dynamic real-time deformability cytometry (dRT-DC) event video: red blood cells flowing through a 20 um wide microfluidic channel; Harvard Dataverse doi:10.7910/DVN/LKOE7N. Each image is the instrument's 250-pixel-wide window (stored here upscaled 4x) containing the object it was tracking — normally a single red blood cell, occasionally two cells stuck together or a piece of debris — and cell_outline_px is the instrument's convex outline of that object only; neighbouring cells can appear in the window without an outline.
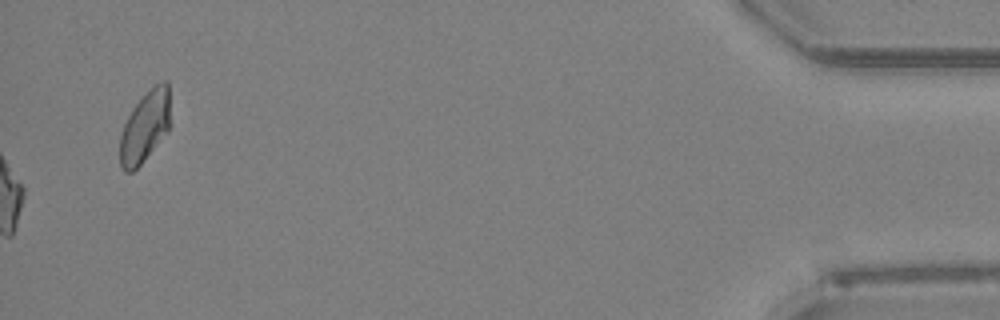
{"species": "Egyptian fruit bat (a non-hibernating species)", "species_latin": "Rousettus aegyptiacus", "temperature_condition": "room temperature", "stored_images_in_passage": 51, "camera_frame_rate_fps": 3000, "um_per_image_px": 0.085, "animal": {"sex": "female"}, "frame": {"image": 1, "passage_image": 51, "time_ms": 16.667, "image_size_px": [1000, 320], "cell_outline_px": [[168, 132], [140, 164], [132, 172], [124, 172], [120, 164], [120, 136], [124, 124], [132, 108], [156, 84], [164, 80], [168, 80]], "centroid_in_image_um": [12.29, 10.81], "position_along_channel_um": 422.9, "area_um2": 20.29}, "authors_computed_cell_mechanics": {"area_um2": 21.1548, "velocity_mm_per_s": 4.0215, "shape_relaxation_time_tau1_ms": null, "shape_relaxation_time_tau2_ms": 7.7049, "deformation_change_tau1": null, "deformation_change_tau2": 0.1512}}